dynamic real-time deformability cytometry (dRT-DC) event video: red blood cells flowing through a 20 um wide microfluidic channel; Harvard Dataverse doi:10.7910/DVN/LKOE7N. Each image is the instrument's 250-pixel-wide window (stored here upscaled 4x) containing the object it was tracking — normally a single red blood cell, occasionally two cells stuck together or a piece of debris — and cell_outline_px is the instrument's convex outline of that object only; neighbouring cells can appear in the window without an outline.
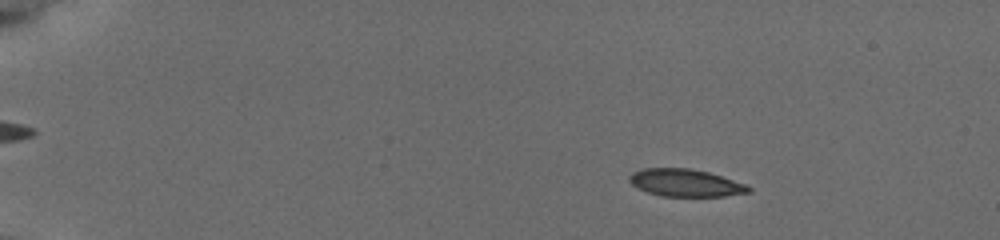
{"species": "common noctule bat (a hibernating species)", "species_latin": "Nyctalus noctula", "temperature_condition": "cold", "stored_images_in_passage": 60, "camera_frame_rate_fps": 3000, "um_per_image_px": 0.085, "animal": {"sex": "female", "body_mass_g": 19.5, "forearm_length_mm": 54.1}, "frame": {"image": 1, "passage_image": 9, "time_ms": 3.0, "image_size_px": [1000, 240], "cell_outline_px": [[752, 192], [724, 196], [660, 196], [636, 188], [628, 180], [628, 176], [632, 172], [644, 168], [688, 168], [708, 172], [748, 184], [752, 188]], "centroid_in_image_um": [58.27, 15.54], "position_along_channel_um": 26.7, "area_um2": 19.25}}
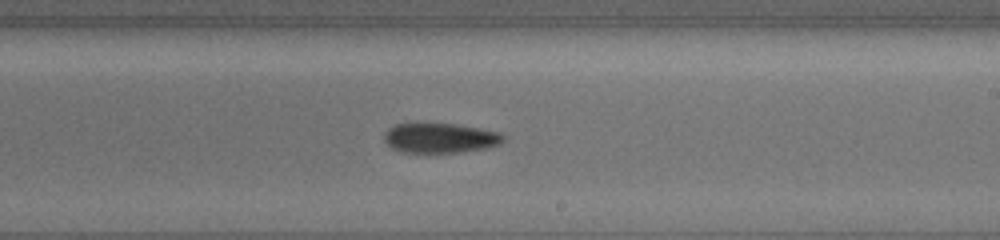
{"frame": {"image": 2, "passage_image": 40, "time_ms": 11.667, "image_size_px": [1000, 240], "cell_outline_px": [[508, 136], [500, 144], [488, 148], [460, 152], [428, 156], [400, 152], [392, 148], [384, 140], [384, 132], [388, 128], [396, 124], [456, 124], [480, 128], [500, 132]], "centroid_in_image_um": [37.42, 11.78], "position_along_channel_um": 251.6, "area_um2": 21.68}}
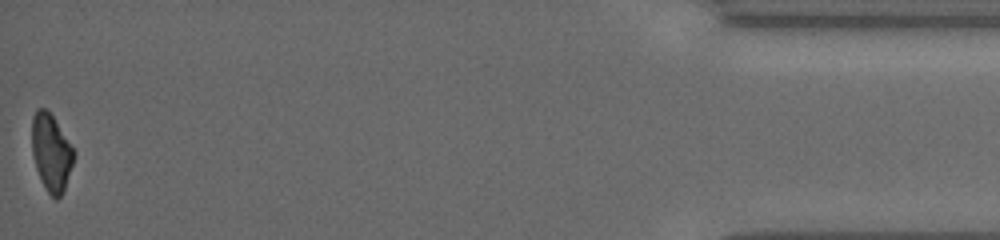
{"frame": {"image": 3, "passage_image": 60, "time_ms": 18.333, "image_size_px": [1000, 240], "cell_outline_px": [[76, 152], [64, 188], [60, 196], [56, 200], [48, 192], [40, 180], [36, 168], [32, 152], [32, 116], [36, 108], [44, 108], [52, 116]], "centroid_in_image_um": [4.33, 12.96], "position_along_channel_um": 430.9, "area_um2": 18.55}, "authors_computed_cell_mechanics": {"area_um2": 20.4323, "velocity_mm_per_s": 3.8341, "shape_relaxation_time_tau1_ms": 6.8214, "shape_relaxation_time_tau2_ms": null, "deformation_change_tau1": 0.1755, "deformation_change_tau2": null}}